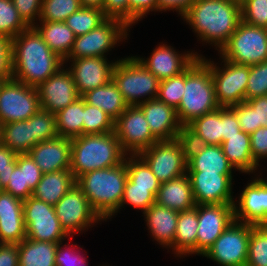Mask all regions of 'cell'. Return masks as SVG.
<instances>
[{
  "label": "cell",
  "instance_id": "6da1fadb",
  "mask_svg": "<svg viewBox=\"0 0 267 266\" xmlns=\"http://www.w3.org/2000/svg\"><path fill=\"white\" fill-rule=\"evenodd\" d=\"M13 79L37 88L63 66L33 26L13 38Z\"/></svg>",
  "mask_w": 267,
  "mask_h": 266
},
{
  "label": "cell",
  "instance_id": "7a4b0ae2",
  "mask_svg": "<svg viewBox=\"0 0 267 266\" xmlns=\"http://www.w3.org/2000/svg\"><path fill=\"white\" fill-rule=\"evenodd\" d=\"M182 18L199 36L197 39L220 51L242 21L241 2L196 0Z\"/></svg>",
  "mask_w": 267,
  "mask_h": 266
},
{
  "label": "cell",
  "instance_id": "3957f363",
  "mask_svg": "<svg viewBox=\"0 0 267 266\" xmlns=\"http://www.w3.org/2000/svg\"><path fill=\"white\" fill-rule=\"evenodd\" d=\"M127 180L125 160L114 167L89 171L76 179L91 207L104 221L120 211Z\"/></svg>",
  "mask_w": 267,
  "mask_h": 266
},
{
  "label": "cell",
  "instance_id": "277c9868",
  "mask_svg": "<svg viewBox=\"0 0 267 266\" xmlns=\"http://www.w3.org/2000/svg\"><path fill=\"white\" fill-rule=\"evenodd\" d=\"M126 155L114 131L82 135L72 139L70 170L77 179L89 171L117 166Z\"/></svg>",
  "mask_w": 267,
  "mask_h": 266
},
{
  "label": "cell",
  "instance_id": "5b68a950",
  "mask_svg": "<svg viewBox=\"0 0 267 266\" xmlns=\"http://www.w3.org/2000/svg\"><path fill=\"white\" fill-rule=\"evenodd\" d=\"M220 108L215 94L210 68L198 57L185 70V89L176 109L183 127L193 119Z\"/></svg>",
  "mask_w": 267,
  "mask_h": 266
},
{
  "label": "cell",
  "instance_id": "8992f818",
  "mask_svg": "<svg viewBox=\"0 0 267 266\" xmlns=\"http://www.w3.org/2000/svg\"><path fill=\"white\" fill-rule=\"evenodd\" d=\"M112 80L129 106L139 105L158 96L160 80L136 56L116 61Z\"/></svg>",
  "mask_w": 267,
  "mask_h": 266
},
{
  "label": "cell",
  "instance_id": "52a82bcc",
  "mask_svg": "<svg viewBox=\"0 0 267 266\" xmlns=\"http://www.w3.org/2000/svg\"><path fill=\"white\" fill-rule=\"evenodd\" d=\"M160 183L187 173V141L184 135L158 141L138 154Z\"/></svg>",
  "mask_w": 267,
  "mask_h": 266
},
{
  "label": "cell",
  "instance_id": "ba28073f",
  "mask_svg": "<svg viewBox=\"0 0 267 266\" xmlns=\"http://www.w3.org/2000/svg\"><path fill=\"white\" fill-rule=\"evenodd\" d=\"M219 53L231 63L248 66L267 60V28L241 21Z\"/></svg>",
  "mask_w": 267,
  "mask_h": 266
},
{
  "label": "cell",
  "instance_id": "9c48e42d",
  "mask_svg": "<svg viewBox=\"0 0 267 266\" xmlns=\"http://www.w3.org/2000/svg\"><path fill=\"white\" fill-rule=\"evenodd\" d=\"M129 29L123 21L107 18L97 28L76 37L64 63L72 59L106 57L105 53L116 47L117 43L124 41L123 39L127 40Z\"/></svg>",
  "mask_w": 267,
  "mask_h": 266
},
{
  "label": "cell",
  "instance_id": "30bf717a",
  "mask_svg": "<svg viewBox=\"0 0 267 266\" xmlns=\"http://www.w3.org/2000/svg\"><path fill=\"white\" fill-rule=\"evenodd\" d=\"M224 63L217 66L214 61L201 56V60L210 68L216 99L220 107H232L245 101L250 66L231 63L221 56Z\"/></svg>",
  "mask_w": 267,
  "mask_h": 266
},
{
  "label": "cell",
  "instance_id": "8fae6325",
  "mask_svg": "<svg viewBox=\"0 0 267 266\" xmlns=\"http://www.w3.org/2000/svg\"><path fill=\"white\" fill-rule=\"evenodd\" d=\"M253 226L234 220L202 256L220 266H246Z\"/></svg>",
  "mask_w": 267,
  "mask_h": 266
},
{
  "label": "cell",
  "instance_id": "7c38bea8",
  "mask_svg": "<svg viewBox=\"0 0 267 266\" xmlns=\"http://www.w3.org/2000/svg\"><path fill=\"white\" fill-rule=\"evenodd\" d=\"M23 217L26 238L60 243L69 236L61 227L54 206L33 196L23 201Z\"/></svg>",
  "mask_w": 267,
  "mask_h": 266
},
{
  "label": "cell",
  "instance_id": "4fadbf2b",
  "mask_svg": "<svg viewBox=\"0 0 267 266\" xmlns=\"http://www.w3.org/2000/svg\"><path fill=\"white\" fill-rule=\"evenodd\" d=\"M41 109L35 87L15 79L5 81L0 89V121L7 124L28 120Z\"/></svg>",
  "mask_w": 267,
  "mask_h": 266
},
{
  "label": "cell",
  "instance_id": "5bb4252c",
  "mask_svg": "<svg viewBox=\"0 0 267 266\" xmlns=\"http://www.w3.org/2000/svg\"><path fill=\"white\" fill-rule=\"evenodd\" d=\"M61 227L70 236L103 221L91 207L83 191L75 184L55 205Z\"/></svg>",
  "mask_w": 267,
  "mask_h": 266
},
{
  "label": "cell",
  "instance_id": "9a60e30c",
  "mask_svg": "<svg viewBox=\"0 0 267 266\" xmlns=\"http://www.w3.org/2000/svg\"><path fill=\"white\" fill-rule=\"evenodd\" d=\"M114 132L127 155H138L158 142L150 131L143 111L137 105L128 106L114 121Z\"/></svg>",
  "mask_w": 267,
  "mask_h": 266
},
{
  "label": "cell",
  "instance_id": "2e32d148",
  "mask_svg": "<svg viewBox=\"0 0 267 266\" xmlns=\"http://www.w3.org/2000/svg\"><path fill=\"white\" fill-rule=\"evenodd\" d=\"M196 254L203 255L234 221L233 204L197 205Z\"/></svg>",
  "mask_w": 267,
  "mask_h": 266
},
{
  "label": "cell",
  "instance_id": "e0dca14e",
  "mask_svg": "<svg viewBox=\"0 0 267 266\" xmlns=\"http://www.w3.org/2000/svg\"><path fill=\"white\" fill-rule=\"evenodd\" d=\"M196 205L234 204L233 174L187 171Z\"/></svg>",
  "mask_w": 267,
  "mask_h": 266
},
{
  "label": "cell",
  "instance_id": "ac0fdd59",
  "mask_svg": "<svg viewBox=\"0 0 267 266\" xmlns=\"http://www.w3.org/2000/svg\"><path fill=\"white\" fill-rule=\"evenodd\" d=\"M36 89L41 109L52 114H56L80 98L71 73L64 67Z\"/></svg>",
  "mask_w": 267,
  "mask_h": 266
},
{
  "label": "cell",
  "instance_id": "d6986e66",
  "mask_svg": "<svg viewBox=\"0 0 267 266\" xmlns=\"http://www.w3.org/2000/svg\"><path fill=\"white\" fill-rule=\"evenodd\" d=\"M257 176L250 180L233 204L234 220L254 226L267 225V182Z\"/></svg>",
  "mask_w": 267,
  "mask_h": 266
},
{
  "label": "cell",
  "instance_id": "ffe728a7",
  "mask_svg": "<svg viewBox=\"0 0 267 266\" xmlns=\"http://www.w3.org/2000/svg\"><path fill=\"white\" fill-rule=\"evenodd\" d=\"M107 57H87L70 60L71 73L78 94L82 97L85 93L107 84L112 79V71L116 63L107 61Z\"/></svg>",
  "mask_w": 267,
  "mask_h": 266
},
{
  "label": "cell",
  "instance_id": "44dd1931",
  "mask_svg": "<svg viewBox=\"0 0 267 266\" xmlns=\"http://www.w3.org/2000/svg\"><path fill=\"white\" fill-rule=\"evenodd\" d=\"M197 52L187 51L179 54L167 44H159L149 58L136 57L160 81L179 75L184 72L198 57Z\"/></svg>",
  "mask_w": 267,
  "mask_h": 266
},
{
  "label": "cell",
  "instance_id": "7402d4cb",
  "mask_svg": "<svg viewBox=\"0 0 267 266\" xmlns=\"http://www.w3.org/2000/svg\"><path fill=\"white\" fill-rule=\"evenodd\" d=\"M148 122L150 131L158 141L172 140L184 135L175 108L166 105L158 98L137 105Z\"/></svg>",
  "mask_w": 267,
  "mask_h": 266
},
{
  "label": "cell",
  "instance_id": "603a6c76",
  "mask_svg": "<svg viewBox=\"0 0 267 266\" xmlns=\"http://www.w3.org/2000/svg\"><path fill=\"white\" fill-rule=\"evenodd\" d=\"M72 139L58 136L37 143L28 152L43 174L70 169Z\"/></svg>",
  "mask_w": 267,
  "mask_h": 266
},
{
  "label": "cell",
  "instance_id": "cb8c5ba5",
  "mask_svg": "<svg viewBox=\"0 0 267 266\" xmlns=\"http://www.w3.org/2000/svg\"><path fill=\"white\" fill-rule=\"evenodd\" d=\"M232 169L221 145L187 144V171L232 174Z\"/></svg>",
  "mask_w": 267,
  "mask_h": 266
},
{
  "label": "cell",
  "instance_id": "d4e9b609",
  "mask_svg": "<svg viewBox=\"0 0 267 266\" xmlns=\"http://www.w3.org/2000/svg\"><path fill=\"white\" fill-rule=\"evenodd\" d=\"M16 166L8 177L9 182L3 191L22 201L32 196L33 190L42 178L43 172L28 153L18 154Z\"/></svg>",
  "mask_w": 267,
  "mask_h": 266
},
{
  "label": "cell",
  "instance_id": "484cf974",
  "mask_svg": "<svg viewBox=\"0 0 267 266\" xmlns=\"http://www.w3.org/2000/svg\"><path fill=\"white\" fill-rule=\"evenodd\" d=\"M187 144L221 145L223 142V121L221 107L193 119L184 127Z\"/></svg>",
  "mask_w": 267,
  "mask_h": 266
},
{
  "label": "cell",
  "instance_id": "4316f807",
  "mask_svg": "<svg viewBox=\"0 0 267 266\" xmlns=\"http://www.w3.org/2000/svg\"><path fill=\"white\" fill-rule=\"evenodd\" d=\"M179 212L160 204H152L144 213L151 236L163 247L172 249Z\"/></svg>",
  "mask_w": 267,
  "mask_h": 266
},
{
  "label": "cell",
  "instance_id": "83f0119b",
  "mask_svg": "<svg viewBox=\"0 0 267 266\" xmlns=\"http://www.w3.org/2000/svg\"><path fill=\"white\" fill-rule=\"evenodd\" d=\"M155 203L183 212L196 206L188 174L161 183Z\"/></svg>",
  "mask_w": 267,
  "mask_h": 266
},
{
  "label": "cell",
  "instance_id": "f1b7e54d",
  "mask_svg": "<svg viewBox=\"0 0 267 266\" xmlns=\"http://www.w3.org/2000/svg\"><path fill=\"white\" fill-rule=\"evenodd\" d=\"M75 184L76 179L70 169L46 173L42 175L32 196L54 206Z\"/></svg>",
  "mask_w": 267,
  "mask_h": 266
},
{
  "label": "cell",
  "instance_id": "f546056e",
  "mask_svg": "<svg viewBox=\"0 0 267 266\" xmlns=\"http://www.w3.org/2000/svg\"><path fill=\"white\" fill-rule=\"evenodd\" d=\"M221 147L224 155L235 170L250 174L255 173L258 169L257 167H260L251 155L250 134L241 131L238 132V135L226 137Z\"/></svg>",
  "mask_w": 267,
  "mask_h": 266
},
{
  "label": "cell",
  "instance_id": "4dcf8cb0",
  "mask_svg": "<svg viewBox=\"0 0 267 266\" xmlns=\"http://www.w3.org/2000/svg\"><path fill=\"white\" fill-rule=\"evenodd\" d=\"M198 232L197 205L179 212L172 251L177 257L196 254Z\"/></svg>",
  "mask_w": 267,
  "mask_h": 266
},
{
  "label": "cell",
  "instance_id": "1f68e13d",
  "mask_svg": "<svg viewBox=\"0 0 267 266\" xmlns=\"http://www.w3.org/2000/svg\"><path fill=\"white\" fill-rule=\"evenodd\" d=\"M36 21L33 27L47 43L49 48L58 54L63 60L72 50L76 39L74 32L64 22Z\"/></svg>",
  "mask_w": 267,
  "mask_h": 266
},
{
  "label": "cell",
  "instance_id": "d6a6232c",
  "mask_svg": "<svg viewBox=\"0 0 267 266\" xmlns=\"http://www.w3.org/2000/svg\"><path fill=\"white\" fill-rule=\"evenodd\" d=\"M82 98L86 103L104 111L114 121L129 106L112 79L107 84L85 93Z\"/></svg>",
  "mask_w": 267,
  "mask_h": 266
},
{
  "label": "cell",
  "instance_id": "836d02e7",
  "mask_svg": "<svg viewBox=\"0 0 267 266\" xmlns=\"http://www.w3.org/2000/svg\"><path fill=\"white\" fill-rule=\"evenodd\" d=\"M58 243L26 238L18 244L19 266H56Z\"/></svg>",
  "mask_w": 267,
  "mask_h": 266
},
{
  "label": "cell",
  "instance_id": "e575fe53",
  "mask_svg": "<svg viewBox=\"0 0 267 266\" xmlns=\"http://www.w3.org/2000/svg\"><path fill=\"white\" fill-rule=\"evenodd\" d=\"M2 144L17 154L28 153L33 147L32 116L28 120L3 124Z\"/></svg>",
  "mask_w": 267,
  "mask_h": 266
},
{
  "label": "cell",
  "instance_id": "d590c367",
  "mask_svg": "<svg viewBox=\"0 0 267 266\" xmlns=\"http://www.w3.org/2000/svg\"><path fill=\"white\" fill-rule=\"evenodd\" d=\"M56 126L59 136L76 138L83 135V98H78L56 114Z\"/></svg>",
  "mask_w": 267,
  "mask_h": 266
},
{
  "label": "cell",
  "instance_id": "8d00e7d4",
  "mask_svg": "<svg viewBox=\"0 0 267 266\" xmlns=\"http://www.w3.org/2000/svg\"><path fill=\"white\" fill-rule=\"evenodd\" d=\"M127 178L134 187L150 188L156 196L161 185L147 163L139 155H126Z\"/></svg>",
  "mask_w": 267,
  "mask_h": 266
},
{
  "label": "cell",
  "instance_id": "74e56055",
  "mask_svg": "<svg viewBox=\"0 0 267 266\" xmlns=\"http://www.w3.org/2000/svg\"><path fill=\"white\" fill-rule=\"evenodd\" d=\"M107 17L102 9L81 7L78 11L71 14L64 23L77 36L84 35L102 24Z\"/></svg>",
  "mask_w": 267,
  "mask_h": 266
},
{
  "label": "cell",
  "instance_id": "f35d334b",
  "mask_svg": "<svg viewBox=\"0 0 267 266\" xmlns=\"http://www.w3.org/2000/svg\"><path fill=\"white\" fill-rule=\"evenodd\" d=\"M114 131V120L104 111L83 99V135L105 134Z\"/></svg>",
  "mask_w": 267,
  "mask_h": 266
},
{
  "label": "cell",
  "instance_id": "ab89813d",
  "mask_svg": "<svg viewBox=\"0 0 267 266\" xmlns=\"http://www.w3.org/2000/svg\"><path fill=\"white\" fill-rule=\"evenodd\" d=\"M28 27L12 0H0V35L13 39Z\"/></svg>",
  "mask_w": 267,
  "mask_h": 266
},
{
  "label": "cell",
  "instance_id": "60d3db41",
  "mask_svg": "<svg viewBox=\"0 0 267 266\" xmlns=\"http://www.w3.org/2000/svg\"><path fill=\"white\" fill-rule=\"evenodd\" d=\"M246 266H267V225L252 227Z\"/></svg>",
  "mask_w": 267,
  "mask_h": 266
},
{
  "label": "cell",
  "instance_id": "b9f144b4",
  "mask_svg": "<svg viewBox=\"0 0 267 266\" xmlns=\"http://www.w3.org/2000/svg\"><path fill=\"white\" fill-rule=\"evenodd\" d=\"M81 7L79 0H42L39 21L64 22Z\"/></svg>",
  "mask_w": 267,
  "mask_h": 266
},
{
  "label": "cell",
  "instance_id": "7bdbcfd3",
  "mask_svg": "<svg viewBox=\"0 0 267 266\" xmlns=\"http://www.w3.org/2000/svg\"><path fill=\"white\" fill-rule=\"evenodd\" d=\"M33 147L40 142L59 136L56 115L40 109L32 116Z\"/></svg>",
  "mask_w": 267,
  "mask_h": 266
},
{
  "label": "cell",
  "instance_id": "ee69618b",
  "mask_svg": "<svg viewBox=\"0 0 267 266\" xmlns=\"http://www.w3.org/2000/svg\"><path fill=\"white\" fill-rule=\"evenodd\" d=\"M185 89V71L160 81L157 98L175 109L179 107Z\"/></svg>",
  "mask_w": 267,
  "mask_h": 266
},
{
  "label": "cell",
  "instance_id": "f6af8a7d",
  "mask_svg": "<svg viewBox=\"0 0 267 266\" xmlns=\"http://www.w3.org/2000/svg\"><path fill=\"white\" fill-rule=\"evenodd\" d=\"M155 197L150 188L134 187V184L127 178L120 209H122L124 204H129L144 213L155 203Z\"/></svg>",
  "mask_w": 267,
  "mask_h": 266
},
{
  "label": "cell",
  "instance_id": "bcb514c9",
  "mask_svg": "<svg viewBox=\"0 0 267 266\" xmlns=\"http://www.w3.org/2000/svg\"><path fill=\"white\" fill-rule=\"evenodd\" d=\"M26 239L23 216L0 217V243L19 244Z\"/></svg>",
  "mask_w": 267,
  "mask_h": 266
},
{
  "label": "cell",
  "instance_id": "7dc6e473",
  "mask_svg": "<svg viewBox=\"0 0 267 266\" xmlns=\"http://www.w3.org/2000/svg\"><path fill=\"white\" fill-rule=\"evenodd\" d=\"M267 95V60L250 66L245 100Z\"/></svg>",
  "mask_w": 267,
  "mask_h": 266
},
{
  "label": "cell",
  "instance_id": "c3c4849f",
  "mask_svg": "<svg viewBox=\"0 0 267 266\" xmlns=\"http://www.w3.org/2000/svg\"><path fill=\"white\" fill-rule=\"evenodd\" d=\"M242 21L267 28V0H240Z\"/></svg>",
  "mask_w": 267,
  "mask_h": 266
},
{
  "label": "cell",
  "instance_id": "681fc988",
  "mask_svg": "<svg viewBox=\"0 0 267 266\" xmlns=\"http://www.w3.org/2000/svg\"><path fill=\"white\" fill-rule=\"evenodd\" d=\"M13 39L0 35V80L13 79Z\"/></svg>",
  "mask_w": 267,
  "mask_h": 266
},
{
  "label": "cell",
  "instance_id": "f907efd6",
  "mask_svg": "<svg viewBox=\"0 0 267 266\" xmlns=\"http://www.w3.org/2000/svg\"><path fill=\"white\" fill-rule=\"evenodd\" d=\"M62 242L58 243L56 248V256H55V265L56 266H87V260L85 257L79 252H75L77 250V246L75 244H71L70 246L67 243L62 245ZM73 245V246H72ZM69 246V247H68ZM75 246V247H74ZM75 249H73V248ZM81 254V255H80Z\"/></svg>",
  "mask_w": 267,
  "mask_h": 266
},
{
  "label": "cell",
  "instance_id": "816d5d0a",
  "mask_svg": "<svg viewBox=\"0 0 267 266\" xmlns=\"http://www.w3.org/2000/svg\"><path fill=\"white\" fill-rule=\"evenodd\" d=\"M157 12V0H129L128 1V27L138 23L149 12Z\"/></svg>",
  "mask_w": 267,
  "mask_h": 266
},
{
  "label": "cell",
  "instance_id": "f5cc1de1",
  "mask_svg": "<svg viewBox=\"0 0 267 266\" xmlns=\"http://www.w3.org/2000/svg\"><path fill=\"white\" fill-rule=\"evenodd\" d=\"M20 17L28 26H34L40 18L42 0H12Z\"/></svg>",
  "mask_w": 267,
  "mask_h": 266
},
{
  "label": "cell",
  "instance_id": "db71d44e",
  "mask_svg": "<svg viewBox=\"0 0 267 266\" xmlns=\"http://www.w3.org/2000/svg\"><path fill=\"white\" fill-rule=\"evenodd\" d=\"M238 118L241 130L251 134L260 126H256L255 110L246 102L230 107Z\"/></svg>",
  "mask_w": 267,
  "mask_h": 266
},
{
  "label": "cell",
  "instance_id": "11a10c76",
  "mask_svg": "<svg viewBox=\"0 0 267 266\" xmlns=\"http://www.w3.org/2000/svg\"><path fill=\"white\" fill-rule=\"evenodd\" d=\"M17 153L12 151L4 144H0V185L4 189L9 179L8 177L12 174L16 164Z\"/></svg>",
  "mask_w": 267,
  "mask_h": 266
},
{
  "label": "cell",
  "instance_id": "9f6ffc18",
  "mask_svg": "<svg viewBox=\"0 0 267 266\" xmlns=\"http://www.w3.org/2000/svg\"><path fill=\"white\" fill-rule=\"evenodd\" d=\"M250 145L252 158L258 165L261 159H267V126L250 134Z\"/></svg>",
  "mask_w": 267,
  "mask_h": 266
},
{
  "label": "cell",
  "instance_id": "6f0895ef",
  "mask_svg": "<svg viewBox=\"0 0 267 266\" xmlns=\"http://www.w3.org/2000/svg\"><path fill=\"white\" fill-rule=\"evenodd\" d=\"M23 216V201L5 191L0 192V217Z\"/></svg>",
  "mask_w": 267,
  "mask_h": 266
},
{
  "label": "cell",
  "instance_id": "680465c9",
  "mask_svg": "<svg viewBox=\"0 0 267 266\" xmlns=\"http://www.w3.org/2000/svg\"><path fill=\"white\" fill-rule=\"evenodd\" d=\"M129 0H104L102 11L107 18L123 21L128 26Z\"/></svg>",
  "mask_w": 267,
  "mask_h": 266
},
{
  "label": "cell",
  "instance_id": "91938a15",
  "mask_svg": "<svg viewBox=\"0 0 267 266\" xmlns=\"http://www.w3.org/2000/svg\"><path fill=\"white\" fill-rule=\"evenodd\" d=\"M221 120L223 121V141L226 137L238 135V132L242 131L236 113L230 107H221Z\"/></svg>",
  "mask_w": 267,
  "mask_h": 266
},
{
  "label": "cell",
  "instance_id": "94428289",
  "mask_svg": "<svg viewBox=\"0 0 267 266\" xmlns=\"http://www.w3.org/2000/svg\"><path fill=\"white\" fill-rule=\"evenodd\" d=\"M196 0H157V11H176L181 18Z\"/></svg>",
  "mask_w": 267,
  "mask_h": 266
},
{
  "label": "cell",
  "instance_id": "6125c7cd",
  "mask_svg": "<svg viewBox=\"0 0 267 266\" xmlns=\"http://www.w3.org/2000/svg\"><path fill=\"white\" fill-rule=\"evenodd\" d=\"M245 101L255 110L256 126H267V95Z\"/></svg>",
  "mask_w": 267,
  "mask_h": 266
},
{
  "label": "cell",
  "instance_id": "be15d7a7",
  "mask_svg": "<svg viewBox=\"0 0 267 266\" xmlns=\"http://www.w3.org/2000/svg\"><path fill=\"white\" fill-rule=\"evenodd\" d=\"M0 266H19L18 244L0 243Z\"/></svg>",
  "mask_w": 267,
  "mask_h": 266
},
{
  "label": "cell",
  "instance_id": "e7e4bbea",
  "mask_svg": "<svg viewBox=\"0 0 267 266\" xmlns=\"http://www.w3.org/2000/svg\"><path fill=\"white\" fill-rule=\"evenodd\" d=\"M82 7L102 9L104 0H79Z\"/></svg>",
  "mask_w": 267,
  "mask_h": 266
},
{
  "label": "cell",
  "instance_id": "03108f58",
  "mask_svg": "<svg viewBox=\"0 0 267 266\" xmlns=\"http://www.w3.org/2000/svg\"><path fill=\"white\" fill-rule=\"evenodd\" d=\"M3 141V124L0 121V144H2Z\"/></svg>",
  "mask_w": 267,
  "mask_h": 266
},
{
  "label": "cell",
  "instance_id": "003e7915",
  "mask_svg": "<svg viewBox=\"0 0 267 266\" xmlns=\"http://www.w3.org/2000/svg\"><path fill=\"white\" fill-rule=\"evenodd\" d=\"M5 81H8V80H0V89H1V87H2V85H3V83H4Z\"/></svg>",
  "mask_w": 267,
  "mask_h": 266
}]
</instances>
